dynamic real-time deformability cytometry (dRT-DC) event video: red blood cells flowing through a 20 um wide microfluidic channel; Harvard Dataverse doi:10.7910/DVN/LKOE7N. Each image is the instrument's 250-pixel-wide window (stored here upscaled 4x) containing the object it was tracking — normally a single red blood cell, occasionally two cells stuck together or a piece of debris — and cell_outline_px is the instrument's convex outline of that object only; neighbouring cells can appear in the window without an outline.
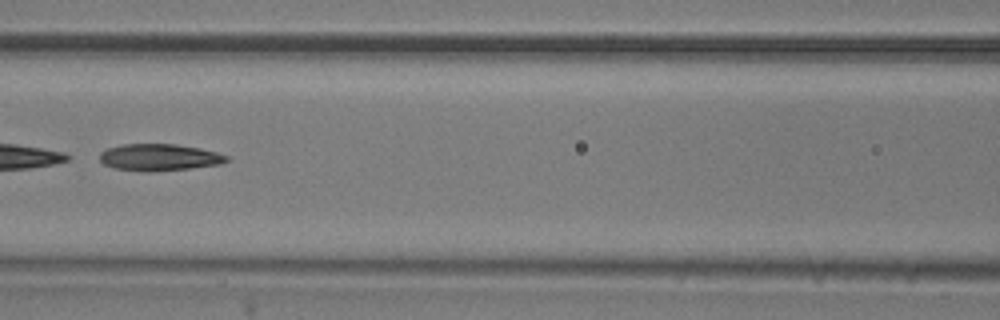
{"species": "common noctule bat (a hibernating species)", "species_latin": "Nyctalus noctula", "temperature_condition": "room temperature", "stored_images_in_passage": 51, "camera_frame_rate_fps": 3000, "um_per_image_px": 0.085, "animal": {"sex": "male", "body_mass_g": 20.5, "forearm_length_mm": 52.5}, "frame": {"image": 1, "passage_image": 23, "time_ms": 7.333, "image_size_px": [1000, 320], "cell_outline_px": [[228, 160], [220, 164], [188, 168], [152, 172], [148, 172], [112, 168], [104, 164], [100, 160], [100, 152], [108, 148], [124, 144], [176, 144], [200, 148], [216, 152], [228, 156]], "centroid_in_image_um": [13.51, 13.37], "position_along_channel_um": 153.1, "area_um2": 19.77}}
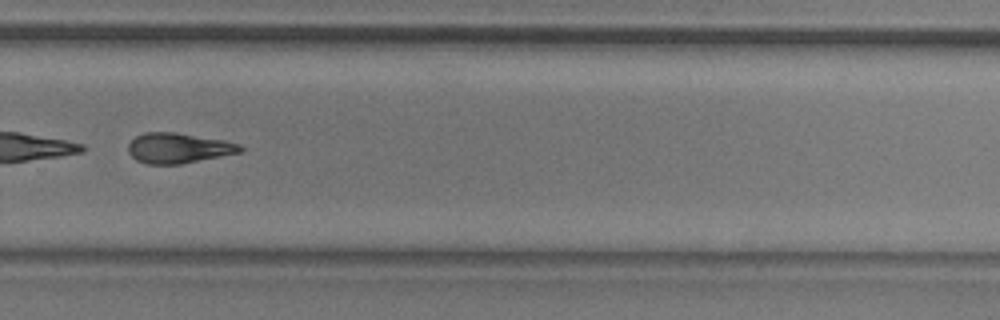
{"frame": {"image": 2, "passage_image": 36, "time_ms": 11.667, "image_size_px": [1000, 320], "cell_outline_px": [[244, 152], [180, 164], [144, 164], [136, 160], [128, 152], [128, 144], [136, 136], [144, 132], [176, 132], [224, 140], [240, 144], [244, 148]], "centroid_in_image_um": [15.18, 12.59], "position_along_channel_um": 314.6, "area_um2": 19.94}}